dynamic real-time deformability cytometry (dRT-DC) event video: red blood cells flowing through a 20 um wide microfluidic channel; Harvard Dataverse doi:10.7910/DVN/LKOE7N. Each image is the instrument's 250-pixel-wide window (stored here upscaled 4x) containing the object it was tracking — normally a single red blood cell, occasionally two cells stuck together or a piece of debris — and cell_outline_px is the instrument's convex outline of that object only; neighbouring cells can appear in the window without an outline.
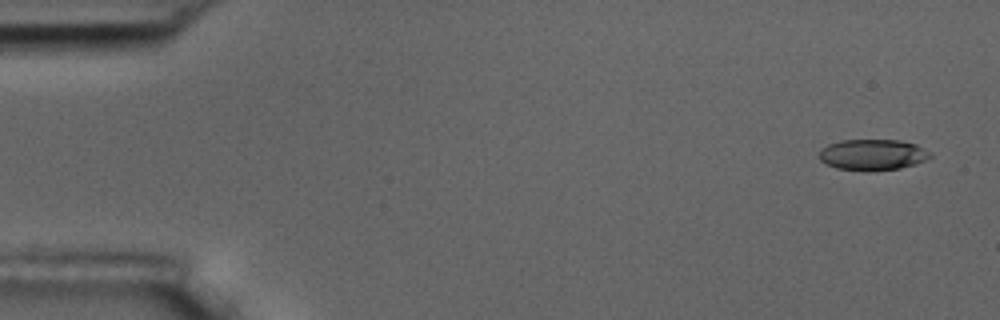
{"species": "common noctule bat (a hibernating species)", "species_latin": "Nyctalus noctula", "temperature_condition": "room temperature", "stored_images_in_passage": 5, "camera_frame_rate_fps": 3000, "um_per_image_px": 0.085, "animal": {"sex": "male", "body_mass_g": 17.5, "forearm_length_mm": 52.3}, "frame": {"image": 1, "passage_image": 1, "time_ms": 0.0, "image_size_px": [1000, 320], "cell_outline_px": [[932, 156], [916, 164], [900, 168], [836, 168], [820, 160], [820, 148], [828, 144], [840, 140], [900, 140], [916, 144], [932, 152]], "centroid_in_image_um": [74.21, 13.09], "position_along_channel_um": 10.8, "area_um2": 19.36}}
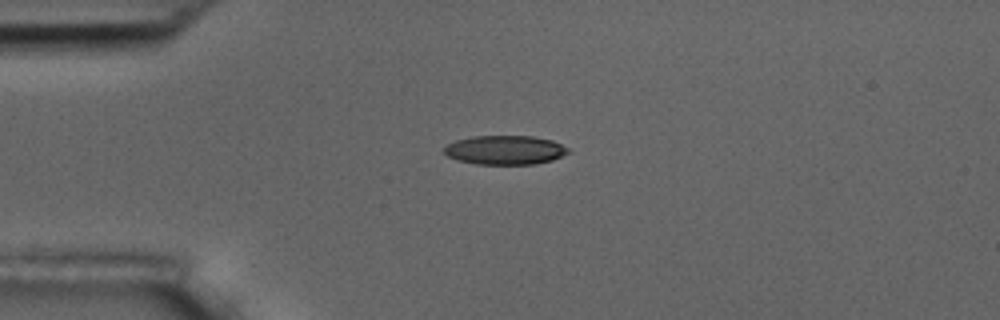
{"frame": {"image": 2, "passage_image": 4, "time_ms": 3.667, "image_size_px": [1000, 320], "cell_outline_px": [[568, 152], [552, 160], [532, 164], [476, 164], [456, 160], [448, 156], [444, 152], [444, 148], [448, 144], [456, 140], [472, 136], [532, 136], [552, 140], [568, 148]], "centroid_in_image_um": [42.89, 12.75], "position_along_channel_um": 42.1, "area_um2": 20.87}}